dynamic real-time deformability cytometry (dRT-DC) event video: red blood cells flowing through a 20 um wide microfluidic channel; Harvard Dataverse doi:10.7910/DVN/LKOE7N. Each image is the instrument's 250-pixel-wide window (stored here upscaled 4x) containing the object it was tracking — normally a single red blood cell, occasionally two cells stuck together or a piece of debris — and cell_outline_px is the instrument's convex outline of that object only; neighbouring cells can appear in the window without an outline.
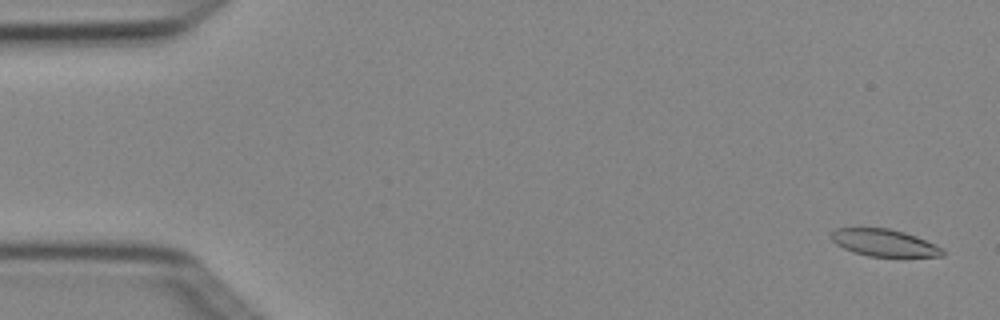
{"species": "Egyptian fruit bat (a non-hibernating species)", "species_latin": "Rousettus aegyptiacus", "temperature_condition": "cold", "stored_images_in_passage": 4, "camera_frame_rate_fps": 3000, "um_per_image_px": 0.085, "animal": {"sex": "female"}, "frame": {"image": 1, "passage_image": 1, "time_ms": 0.0, "image_size_px": [1000, 320], "cell_outline_px": [[944, 256], [868, 256], [852, 252], [836, 244], [832, 240], [832, 232], [836, 228], [888, 228], [904, 232], [916, 236], [944, 248]], "centroid_in_image_um": [75.16, 20.63], "position_along_channel_um": 9.8, "area_um2": 17.46}}
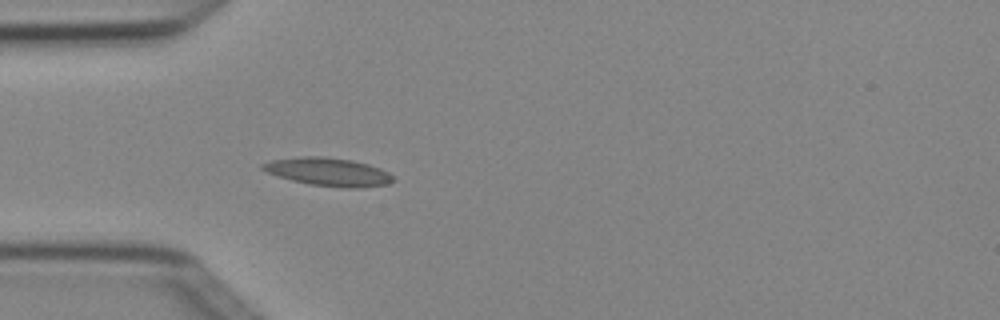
{"frame": {"image": 2, "passage_image": 4, "time_ms": 1.0, "image_size_px": [1000, 320], "cell_outline_px": [[396, 180], [388, 184], [360, 188], [348, 188], [308, 184], [276, 176], [260, 168], [260, 164], [272, 160], [304, 156], [324, 156], [352, 160], [368, 164], [380, 168], [388, 172]], "centroid_in_image_um": [27.92, 14.61], "position_along_channel_um": 57.1, "area_um2": 21.5}}